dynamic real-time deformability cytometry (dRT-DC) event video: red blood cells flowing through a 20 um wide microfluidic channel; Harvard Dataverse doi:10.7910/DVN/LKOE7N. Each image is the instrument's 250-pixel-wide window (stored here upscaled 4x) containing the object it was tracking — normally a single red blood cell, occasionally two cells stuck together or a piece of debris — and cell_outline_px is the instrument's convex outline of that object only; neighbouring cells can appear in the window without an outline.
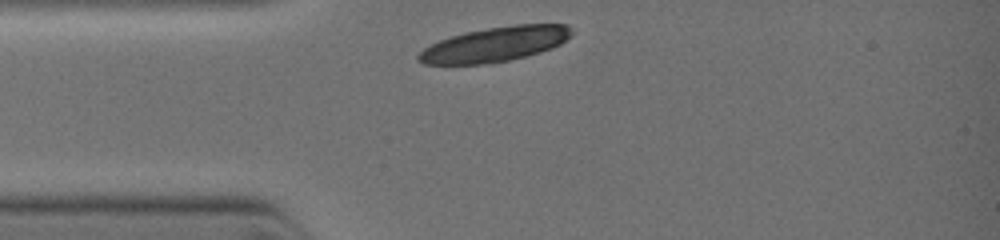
{"species": "common noctule bat (a hibernating species)", "species_latin": "Nyctalus noctula", "temperature_condition": "warm", "stored_images_in_passage": 6, "camera_frame_rate_fps": 3000, "um_per_image_px": 0.085, "animal": {"sex": "female", "body_mass_g": 19.0, "forearm_length_mm": 51.5}, "frame": {"image": 1, "passage_image": 1, "time_ms": 0.0, "image_size_px": [1000, 240], "cell_outline_px": [[572, 32], [560, 44], [552, 48], [540, 52], [508, 60], [480, 64], [424, 64], [416, 60], [416, 56], [424, 48], [440, 40], [464, 32], [488, 28], [516, 24], [568, 24], [572, 28]], "centroid_in_image_um": [42.06, 3.76], "position_along_channel_um": 42.9, "area_um2": 30.69}}